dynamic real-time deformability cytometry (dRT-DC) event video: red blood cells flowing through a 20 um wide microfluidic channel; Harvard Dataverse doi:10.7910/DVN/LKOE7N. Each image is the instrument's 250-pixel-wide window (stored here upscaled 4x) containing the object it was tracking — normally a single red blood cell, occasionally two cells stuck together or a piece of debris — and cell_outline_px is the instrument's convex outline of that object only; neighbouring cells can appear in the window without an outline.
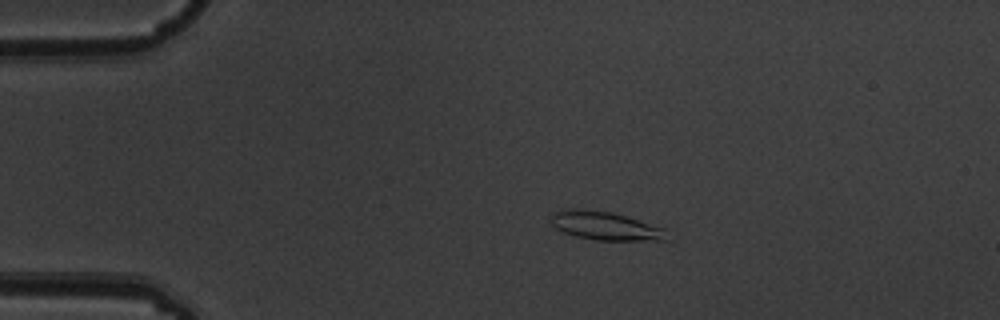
{"species": "common noctule bat (a hibernating species)", "species_latin": "Nyctalus noctula", "temperature_condition": "warm", "stored_images_in_passage": 6, "camera_frame_rate_fps": 3000, "um_per_image_px": 0.085, "animal": {"sex": "male", "body_mass_g": 19.5, "forearm_length_mm": 54.6}, "frame": {"image": 1, "passage_image": 1, "time_ms": 0.0, "image_size_px": [1000, 320], "cell_outline_px": [[668, 240], [596, 240], [576, 236], [564, 232], [556, 228], [552, 224], [548, 216], [556, 212], [568, 208], [580, 208], [612, 212], [664, 228]], "centroid_in_image_um": [51.4, 19.19], "position_along_channel_um": 33.6, "area_um2": 19.13}}
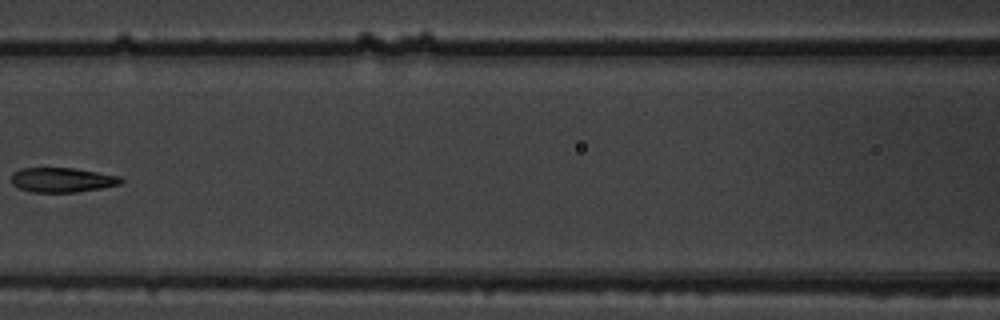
{"frame": {"image": 2, "passage_image": 5, "time_ms": 1.333, "image_size_px": [1000, 320], "cell_outline_px": [[124, 180], [120, 184], [100, 188], [76, 192], [32, 192], [20, 188], [12, 184], [12, 172], [20, 168], [72, 168], [120, 176]], "centroid_in_image_um": [5.26, 15.29], "position_along_channel_um": 161.3, "area_um2": 15.61}}
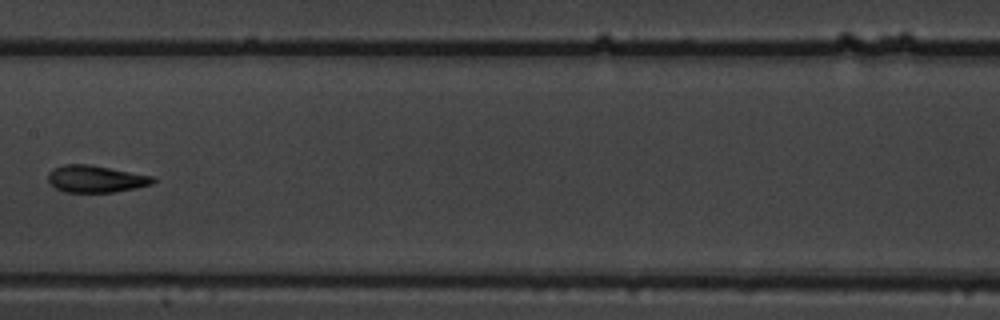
{"frame": {"image": 3, "passage_image": 6, "time_ms": 1.667, "image_size_px": [1000, 320], "cell_outline_px": [[156, 180], [152, 184], [136, 188], [112, 192], [64, 192], [56, 188], [48, 180], [48, 172], [52, 168], [64, 164], [88, 164], [152, 176]], "centroid_in_image_um": [8.11, 15.2], "position_along_channel_um": 199.3, "area_um2": 16.42}}